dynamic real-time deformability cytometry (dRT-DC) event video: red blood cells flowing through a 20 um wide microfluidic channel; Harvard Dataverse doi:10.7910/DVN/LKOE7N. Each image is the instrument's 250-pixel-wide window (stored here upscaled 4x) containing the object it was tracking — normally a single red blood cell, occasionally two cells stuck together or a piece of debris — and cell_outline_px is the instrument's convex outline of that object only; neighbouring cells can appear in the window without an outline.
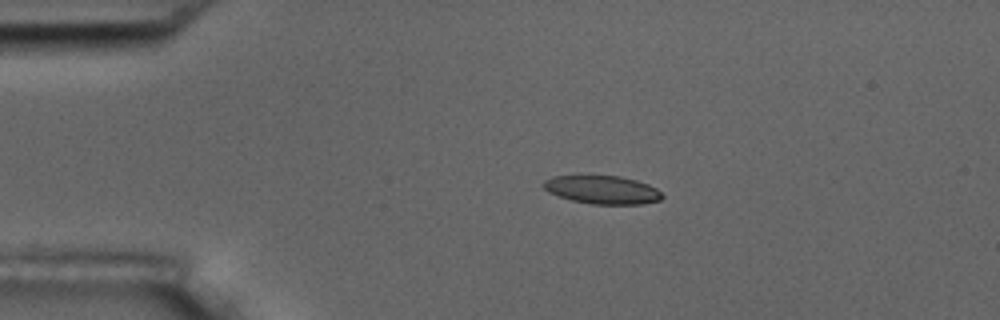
{"species": "common noctule bat (a hibernating species)", "species_latin": "Nyctalus noctula", "temperature_condition": "room temperature", "stored_images_in_passage": 3, "camera_frame_rate_fps": 3000, "um_per_image_px": 0.085, "animal": {"sex": "male", "body_mass_g": 17.5, "forearm_length_mm": 52.3}, "frame": {"image": 1, "passage_image": 1, "time_ms": 0.0, "image_size_px": [1000, 320], "cell_outline_px": [[664, 196], [660, 200], [644, 204], [592, 204], [572, 200], [548, 192], [540, 184], [544, 180], [552, 176], [620, 176], [636, 180], [648, 184], [656, 188]], "centroid_in_image_um": [51.19, 16.13], "position_along_channel_um": 33.8, "area_um2": 19.54}}
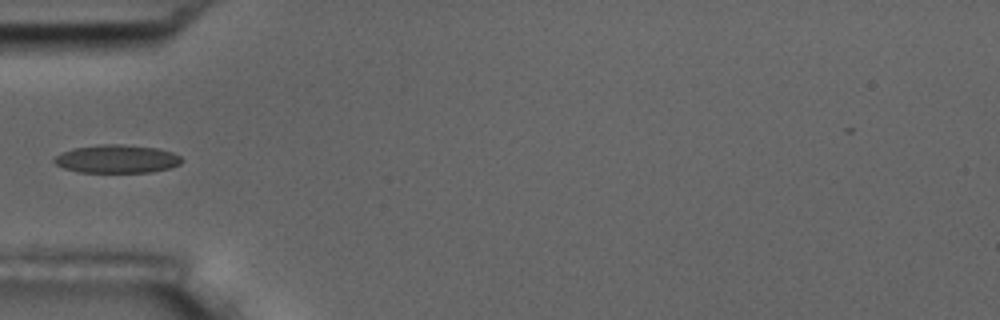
{"frame": {"image": 2, "passage_image": 3, "time_ms": 0.667, "image_size_px": [1000, 320], "cell_outline_px": [[184, 160], [180, 164], [168, 168], [148, 172], [80, 172], [64, 168], [56, 164], [52, 160], [60, 152], [72, 148], [100, 144], [120, 144], [160, 148], [172, 152], [180, 156]], "centroid_in_image_um": [9.92, 13.49], "position_along_channel_um": 75.1, "area_um2": 21.04}}